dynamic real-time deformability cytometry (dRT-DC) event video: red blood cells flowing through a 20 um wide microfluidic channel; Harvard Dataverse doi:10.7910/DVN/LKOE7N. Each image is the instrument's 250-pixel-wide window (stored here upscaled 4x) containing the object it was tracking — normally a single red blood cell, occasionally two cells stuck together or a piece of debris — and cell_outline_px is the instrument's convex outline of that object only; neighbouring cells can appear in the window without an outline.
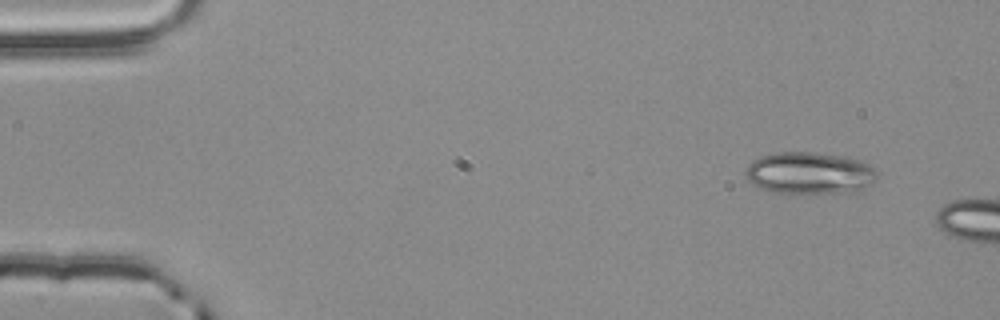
{"species": "common noctule bat (a hibernating species)", "species_latin": "Nyctalus noctula", "temperature_condition": "room temperature", "stored_images_in_passage": 2, "camera_frame_rate_fps": 3000, "um_per_image_px": 0.085, "animal": {"sex": "male", "body_mass_g": 20.4}, "frame": {"image": 1, "passage_image": 1, "time_ms": 0.0, "image_size_px": [1000, 320], "cell_outline_px": [[876, 180], [860, 192], [776, 192], [752, 184], [748, 180], [744, 172], [748, 164], [752, 160], [760, 156], [776, 152], [816, 152], [848, 156], [860, 160], [868, 164], [876, 172]], "centroid_in_image_um": [68.83, 14.68], "position_along_channel_um": 16.2, "area_um2": 32.19}}